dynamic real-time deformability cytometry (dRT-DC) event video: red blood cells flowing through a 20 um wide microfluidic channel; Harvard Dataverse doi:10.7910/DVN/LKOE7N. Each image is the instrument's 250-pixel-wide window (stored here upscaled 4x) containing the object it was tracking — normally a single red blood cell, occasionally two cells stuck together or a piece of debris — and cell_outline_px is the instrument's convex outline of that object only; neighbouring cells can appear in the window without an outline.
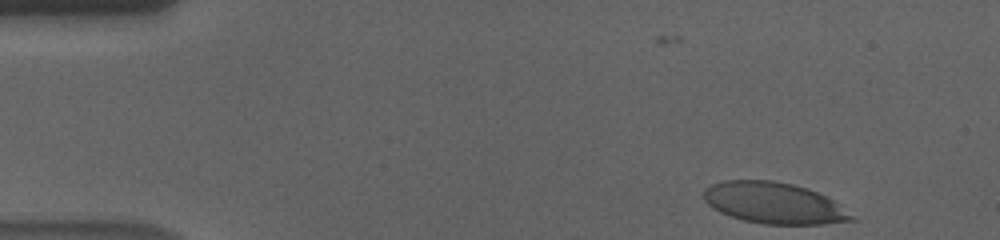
{"species": "human", "species_latin": "Homo sapiens", "temperature_condition": "cold", "stored_images_in_passage": 14, "camera_frame_rate_fps": 3000, "um_per_image_px": 0.085, "donor": {"sex": "male"}, "frame": {"image": 1, "passage_image": 1, "time_ms": 0.0, "image_size_px": [1000, 240], "cell_outline_px": [[856, 220], [824, 224], [764, 224], [744, 220], [720, 212], [712, 208], [704, 200], [704, 188], [712, 184], [724, 180], [772, 180], [792, 184], [808, 188], [840, 204]], "centroid_in_image_um": [65.76, 17.25], "position_along_channel_um": 19.2, "area_um2": 35.32}}
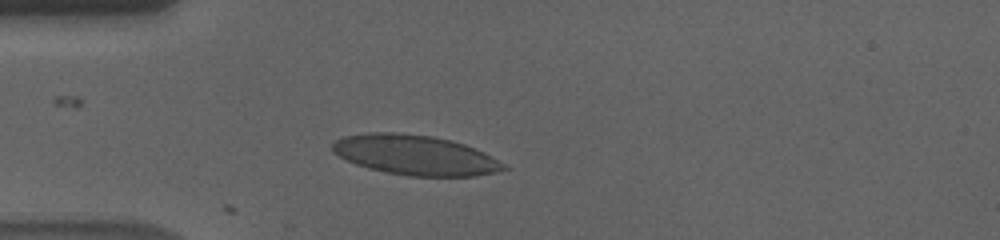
{"frame": {"image": 2, "passage_image": 11, "time_ms": 3.333, "image_size_px": [1000, 240], "cell_outline_px": [[508, 168], [496, 172], [476, 176], [408, 176], [384, 172], [368, 168], [356, 164], [332, 152], [332, 144], [336, 140], [344, 136], [368, 132], [400, 132], [432, 136], [452, 140], [464, 144], [484, 152], [504, 164]], "centroid_in_image_um": [35.27, 13.17], "position_along_channel_um": 49.7, "area_um2": 39.88}}